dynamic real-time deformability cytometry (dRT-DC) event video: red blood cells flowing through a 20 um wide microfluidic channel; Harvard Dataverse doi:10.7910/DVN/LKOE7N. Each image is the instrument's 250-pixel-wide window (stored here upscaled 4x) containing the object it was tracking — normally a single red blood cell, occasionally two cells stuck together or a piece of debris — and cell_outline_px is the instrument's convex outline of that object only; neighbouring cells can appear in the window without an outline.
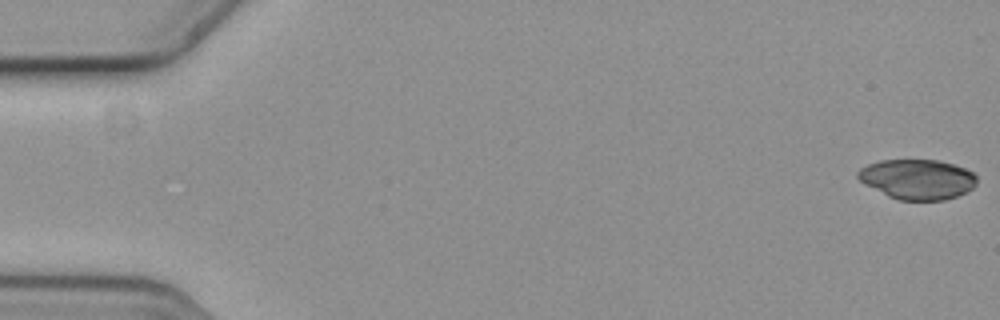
{"species": "common noctule bat (a hibernating species)", "species_latin": "Nyctalus noctula", "temperature_condition": "cold", "stored_images_in_passage": 8, "camera_frame_rate_fps": 3000, "um_per_image_px": 0.085, "animal": {"sex": "female", "body_mass_g": 19.3, "forearm_length_mm": 54.1}, "frame": {"image": 1, "passage_image": 1, "time_ms": 0.0, "image_size_px": [1000, 320], "cell_outline_px": [[976, 184], [972, 188], [956, 196], [944, 200], [900, 200], [888, 196], [864, 184], [856, 176], [856, 172], [860, 168], [868, 164], [880, 160], [940, 160], [964, 168], [972, 172], [976, 176]], "centroid_in_image_um": [77.95, 15.23], "position_along_channel_um": 7.1, "area_um2": 27.63}}